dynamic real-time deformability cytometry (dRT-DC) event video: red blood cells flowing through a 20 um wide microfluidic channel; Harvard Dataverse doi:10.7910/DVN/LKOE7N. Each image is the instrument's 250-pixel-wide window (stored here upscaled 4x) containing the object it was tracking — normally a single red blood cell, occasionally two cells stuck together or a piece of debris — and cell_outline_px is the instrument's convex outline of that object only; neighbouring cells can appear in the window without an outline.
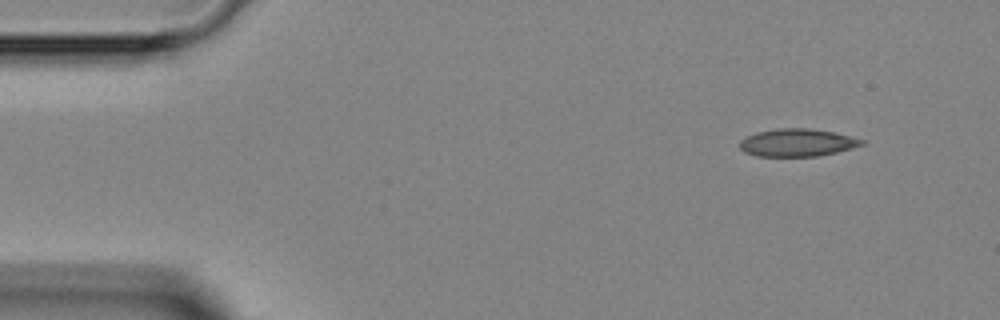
{"species": "Egyptian fruit bat (a non-hibernating species)", "species_latin": "Rousettus aegyptiacus", "temperature_condition": "room temperature", "stored_images_in_passage": 3, "camera_frame_rate_fps": 3000, "um_per_image_px": 0.085, "animal": {"sex": "female"}, "frame": {"image": 1, "passage_image": 1, "time_ms": 0.0, "image_size_px": [1000, 320], "cell_outline_px": [[868, 144], [836, 152], [816, 156], [756, 156], [744, 152], [740, 148], [740, 140], [756, 132], [776, 128], [812, 128], [836, 132], [868, 140]], "centroid_in_image_um": [67.84, 12.11], "position_along_channel_um": 17.2, "area_um2": 20.0}}
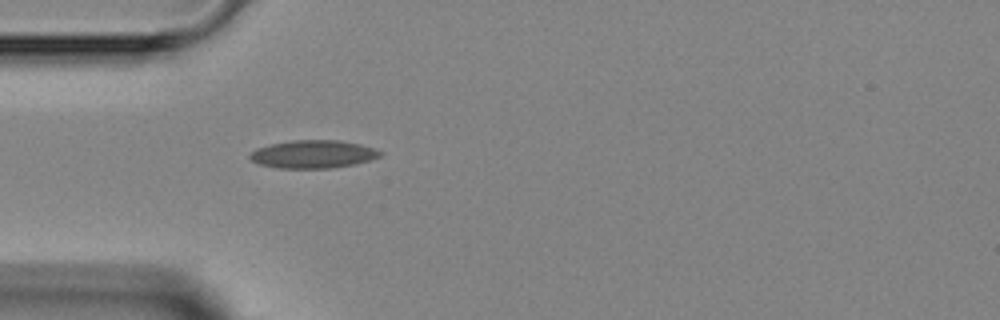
{"frame": {"image": 2, "passage_image": 3, "time_ms": 3.0, "image_size_px": [1000, 320], "cell_outline_px": [[384, 152], [380, 156], [368, 160], [352, 164], [328, 168], [280, 168], [260, 164], [252, 160], [248, 156], [256, 148], [272, 144], [292, 140], [340, 140], [360, 144]], "centroid_in_image_um": [26.6, 13.09], "position_along_channel_um": 58.4, "area_um2": 20.92}}